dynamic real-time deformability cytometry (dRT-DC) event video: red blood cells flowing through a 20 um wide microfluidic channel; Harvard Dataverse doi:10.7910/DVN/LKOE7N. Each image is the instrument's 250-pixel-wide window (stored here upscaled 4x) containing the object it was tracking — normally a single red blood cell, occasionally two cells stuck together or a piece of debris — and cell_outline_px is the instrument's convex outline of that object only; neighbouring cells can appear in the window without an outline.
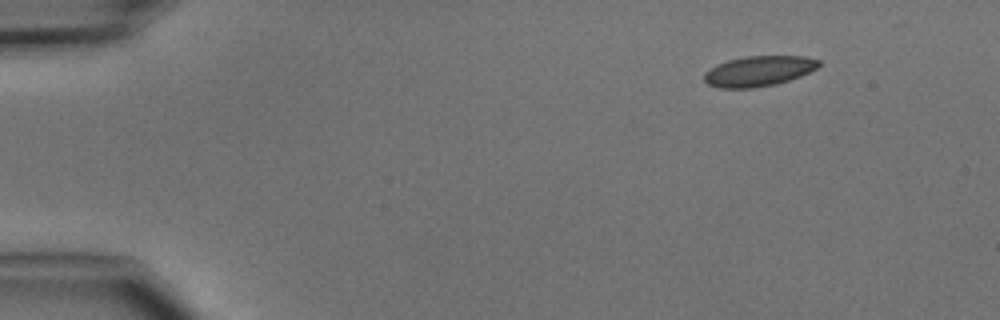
{"species": "common noctule bat (a hibernating species)", "species_latin": "Nyctalus noctula", "temperature_condition": "cold", "stored_images_in_passage": 3, "camera_frame_rate_fps": 3000, "um_per_image_px": 0.085, "animal": {"sex": "male", "body_mass_g": 15.6}, "frame": {"image": 1, "passage_image": 1, "time_ms": 0.0, "image_size_px": [1000, 320], "cell_outline_px": [[820, 64], [816, 68], [800, 76], [776, 84], [752, 88], [720, 88], [708, 84], [704, 80], [704, 72], [716, 64], [728, 60], [748, 56], [804, 56], [820, 60]], "centroid_in_image_um": [64.46, 6.04], "position_along_channel_um": 20.5, "area_um2": 20.17}}